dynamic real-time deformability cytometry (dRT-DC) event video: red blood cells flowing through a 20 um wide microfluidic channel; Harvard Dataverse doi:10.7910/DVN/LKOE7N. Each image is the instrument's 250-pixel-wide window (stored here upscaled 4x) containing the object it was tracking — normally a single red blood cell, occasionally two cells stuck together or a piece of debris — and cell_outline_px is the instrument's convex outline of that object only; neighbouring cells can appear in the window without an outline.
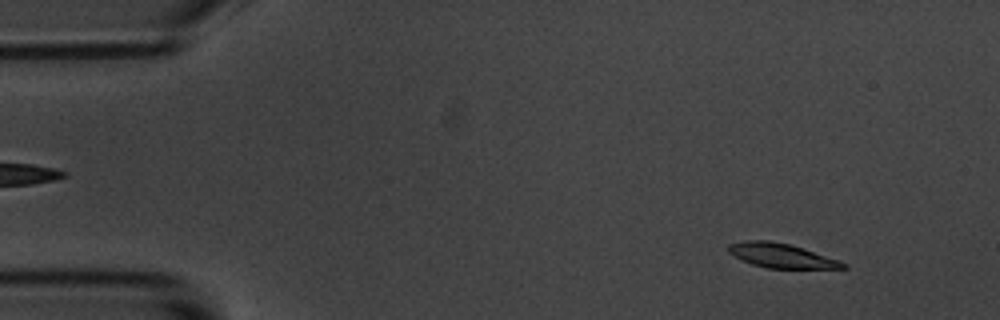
{"species": "common noctule bat (a hibernating species)", "species_latin": "Nyctalus noctula", "temperature_condition": "room temperature", "stored_images_in_passage": 56, "camera_frame_rate_fps": 3000, "um_per_image_px": 0.085, "animal": {"sex": "male", "body_mass_g": 20.1, "forearm_length_mm": 53.5}, "frame": {"image": 1, "passage_image": 5, "time_ms": 1.333, "image_size_px": [1000, 320], "cell_outline_px": [[848, 268], [768, 268], [752, 264], [728, 252], [728, 244], [744, 240], [768, 240], [792, 244], [840, 260], [848, 264]], "centroid_in_image_um": [66.45, 21.71], "position_along_channel_um": 18.5, "area_um2": 16.3}}
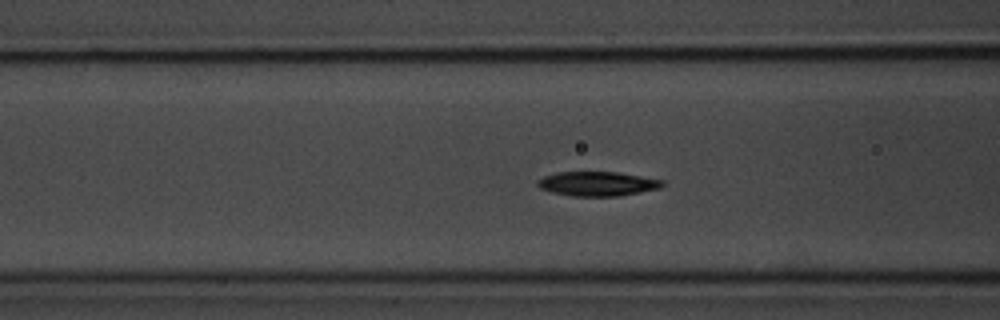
{"frame": {"image": 2, "passage_image": 21, "time_ms": 6.667, "image_size_px": [1000, 320], "cell_outline_px": [[664, 184], [660, 188], [620, 196], [572, 196], [552, 192], [540, 188], [536, 184], [536, 180], [544, 176], [556, 172], [616, 172], [664, 180]], "centroid_in_image_um": [50.76, 15.62], "position_along_channel_um": 115.8, "area_um2": 17.74}}
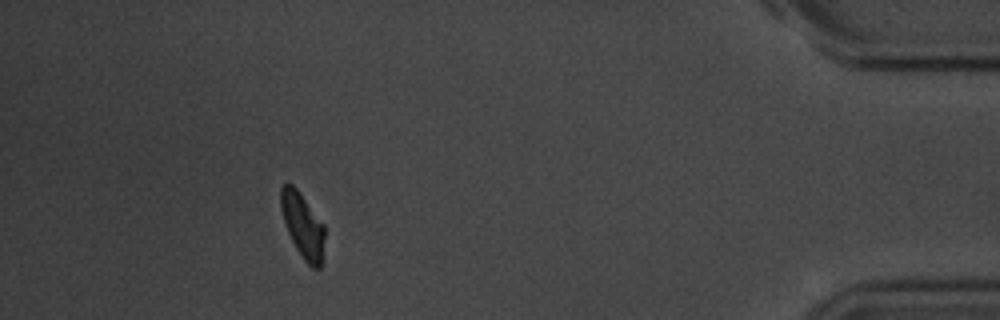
{"frame": {"image": 3, "passage_image": 51, "time_ms": 16.667, "image_size_px": [1000, 320], "cell_outline_px": [[324, 236], [320, 268], [312, 268], [304, 260], [296, 248], [288, 232], [280, 208], [280, 188], [284, 184], [292, 184], [296, 188], [324, 224]], "centroid_in_image_um": [25.71, 19.14], "position_along_channel_um": 409.5, "area_um2": 16.24}, "authors_computed_cell_mechanics": {"area_um2": 17.5712, "velocity_mm_per_s": 3.5039, "shape_relaxation_time_tau1_ms": 10.1445, "shape_relaxation_time_tau2_ms": 8.0708, "deformation_change_tau1": 0.3481, "deformation_change_tau2": 0.1086}}